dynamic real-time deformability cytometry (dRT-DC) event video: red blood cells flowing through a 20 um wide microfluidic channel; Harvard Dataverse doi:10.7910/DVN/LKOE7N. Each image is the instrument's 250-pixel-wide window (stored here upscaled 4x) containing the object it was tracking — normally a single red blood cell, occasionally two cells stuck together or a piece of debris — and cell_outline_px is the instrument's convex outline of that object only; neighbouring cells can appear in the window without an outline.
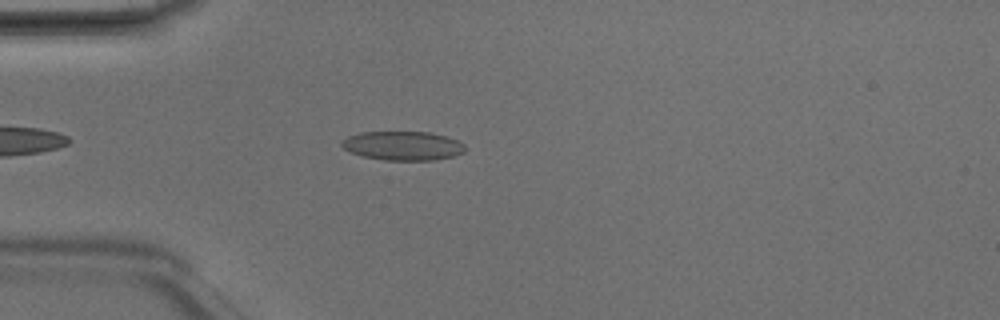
{"species": "Egyptian fruit bat (a non-hibernating species)", "species_latin": "Rousettus aegyptiacus", "temperature_condition": "room temperature", "stored_images_in_passage": 4, "camera_frame_rate_fps": 3000, "um_per_image_px": 0.085, "animal": {"sex": "male"}, "frame": {"image": 1, "passage_image": 4, "time_ms": 1.0, "image_size_px": [1000, 320], "cell_outline_px": [[464, 152], [452, 156], [432, 160], [384, 160], [364, 156], [352, 152], [344, 148], [340, 144], [340, 140], [348, 136], [360, 132], [428, 132], [444, 136], [456, 140], [464, 144]], "centroid_in_image_um": [34.2, 12.38], "position_along_channel_um": 50.8, "area_um2": 20.63}}